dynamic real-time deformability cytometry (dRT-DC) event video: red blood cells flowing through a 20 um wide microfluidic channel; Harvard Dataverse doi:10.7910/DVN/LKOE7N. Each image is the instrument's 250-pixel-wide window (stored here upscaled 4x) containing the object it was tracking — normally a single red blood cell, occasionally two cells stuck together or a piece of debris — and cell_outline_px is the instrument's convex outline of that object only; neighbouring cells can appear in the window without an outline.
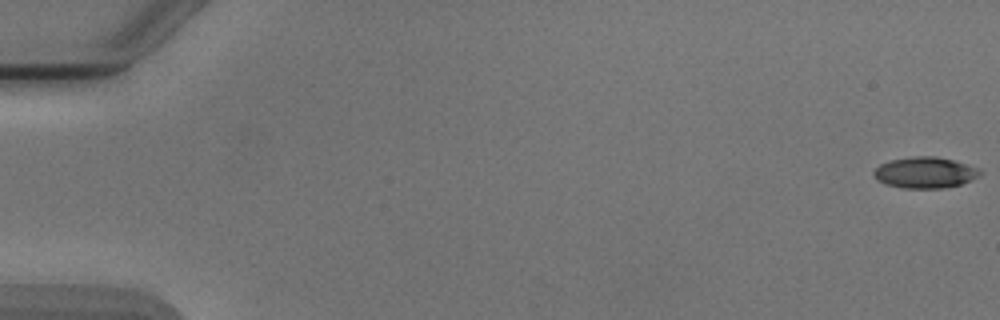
{"species": "Egyptian fruit bat (a non-hibernating species)", "species_latin": "Rousettus aegyptiacus", "temperature_condition": "cold", "stored_images_in_passage": 9, "camera_frame_rate_fps": 3000, "um_per_image_px": 0.085, "animal": {"sex": "male"}, "frame": {"image": 1, "passage_image": 1, "time_ms": 0.0, "image_size_px": [1000, 320], "cell_outline_px": [[984, 172], [980, 176], [960, 184], [944, 188], [904, 188], [884, 184], [876, 180], [872, 172], [880, 164], [892, 160], [912, 156], [936, 156], [952, 160], [980, 168]], "centroid_in_image_um": [78.63, 14.67], "position_along_channel_um": 6.4, "area_um2": 19.36}}
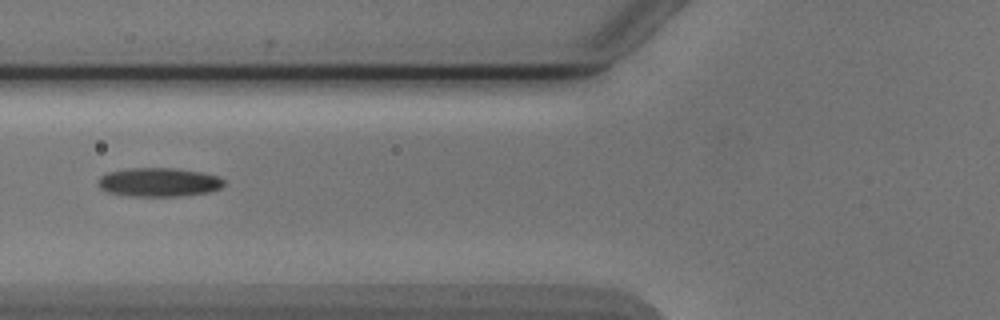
{"frame": {"image": 2, "passage_image": 7, "time_ms": 7.0, "image_size_px": [1000, 320], "cell_outline_px": [[224, 184], [220, 188], [208, 192], [180, 196], [132, 196], [108, 192], [100, 188], [100, 176], [108, 172], [128, 168], [176, 168], [200, 172], [216, 176], [224, 180]], "centroid_in_image_um": [13.5, 15.48], "position_along_channel_um": 112.3, "area_um2": 20.92}}
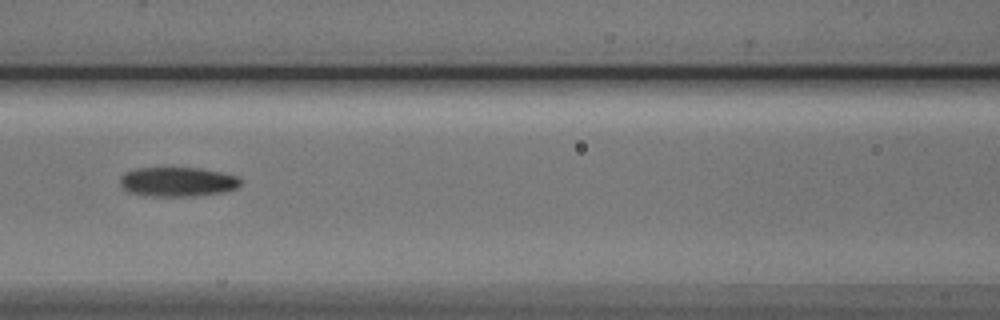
{"frame": {"image": 3, "passage_image": 8, "time_ms": 8.0, "image_size_px": [1000, 320], "cell_outline_px": [[240, 184], [236, 188], [224, 192], [192, 196], [152, 196], [128, 192], [120, 184], [120, 176], [124, 172], [136, 168], [200, 168], [220, 172], [236, 176], [240, 180]], "centroid_in_image_um": [15.06, 15.45], "position_along_channel_um": 151.5, "area_um2": 20.58}}